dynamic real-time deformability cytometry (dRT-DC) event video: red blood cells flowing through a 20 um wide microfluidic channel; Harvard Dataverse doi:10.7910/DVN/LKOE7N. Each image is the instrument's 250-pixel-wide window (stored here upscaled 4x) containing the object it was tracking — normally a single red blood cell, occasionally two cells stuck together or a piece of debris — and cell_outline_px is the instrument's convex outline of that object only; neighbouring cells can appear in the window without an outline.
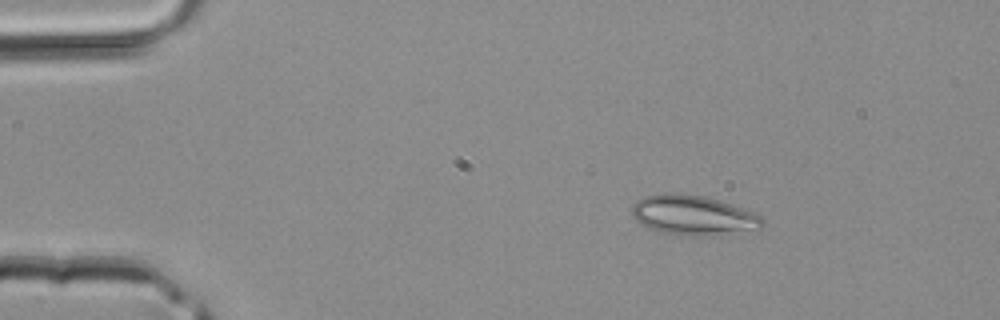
{"species": "common noctule bat (a hibernating species)", "species_latin": "Nyctalus noctula", "temperature_condition": "room temperature", "stored_images_in_passage": 41, "camera_frame_rate_fps": 3000, "um_per_image_px": 0.085, "animal": {"sex": "male", "body_mass_g": 20.4}, "frame": {"image": 1, "passage_image": 6, "time_ms": 1.667, "image_size_px": [1000, 320], "cell_outline_px": [[764, 224], [760, 228], [716, 236], [684, 236], [664, 232], [648, 228], [640, 224], [632, 216], [632, 204], [636, 200], [644, 196], [664, 192], [668, 192], [704, 196], [720, 200], [752, 212], [760, 216], [764, 220]], "centroid_in_image_um": [58.89, 18.3], "position_along_channel_um": 26.1, "area_um2": 30.52}}
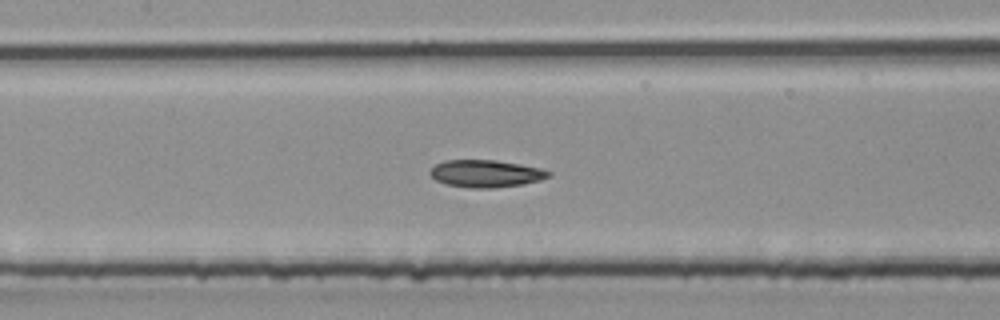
{"frame": {"image": 2, "passage_image": 19, "time_ms": 6.0, "image_size_px": [1000, 320], "cell_outline_px": [[552, 176], [540, 180], [520, 184], [496, 188], [468, 188], [448, 184], [436, 180], [428, 172], [436, 164], [444, 160], [496, 160], [520, 164], [540, 168], [552, 172]], "centroid_in_image_um": [41.31, 14.75], "position_along_channel_um": 166.1, "area_um2": 18.84}}
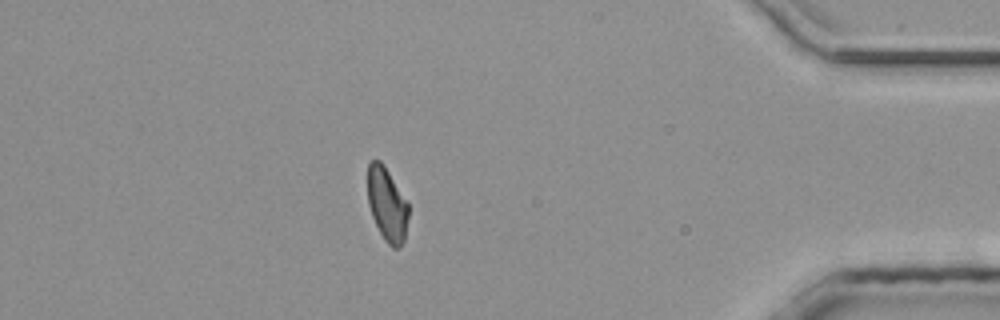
{"frame": {"image": 3, "passage_image": 36, "time_ms": 11.667, "image_size_px": [1000, 320], "cell_outline_px": [[408, 216], [404, 240], [400, 248], [392, 248], [384, 240], [372, 216], [368, 204], [368, 164], [372, 160], [380, 160], [388, 172], [408, 204]], "centroid_in_image_um": [32.89, 17.41], "position_along_channel_um": 402.3, "area_um2": 17.22}}